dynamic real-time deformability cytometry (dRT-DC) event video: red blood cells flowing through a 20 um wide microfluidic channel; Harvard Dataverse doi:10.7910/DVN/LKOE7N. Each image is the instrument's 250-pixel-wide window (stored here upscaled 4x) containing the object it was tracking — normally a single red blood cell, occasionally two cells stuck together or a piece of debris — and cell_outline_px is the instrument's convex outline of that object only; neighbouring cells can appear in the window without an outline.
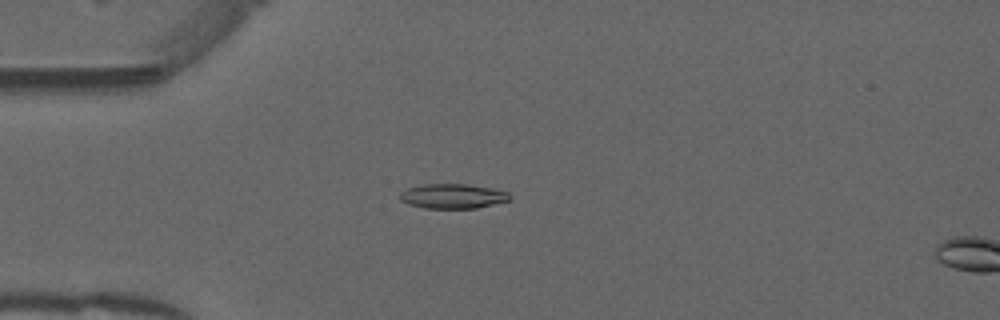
{"species": "common noctule bat (a hibernating species)", "species_latin": "Nyctalus noctula", "temperature_condition": "warm", "stored_images_in_passage": 16, "camera_frame_rate_fps": 3000, "um_per_image_px": 0.085, "animal": {"sex": "male", "forearm_length_mm": 52.5}, "frame": {"image": 1, "passage_image": 14, "time_ms": 4.333, "image_size_px": [1000, 320], "cell_outline_px": [[512, 196], [508, 200], [476, 208], [424, 208], [408, 204], [400, 200], [400, 192], [408, 188], [424, 184], [468, 184], [492, 188], [508, 192]], "centroid_in_image_um": [38.47, 16.67], "position_along_channel_um": 46.5, "area_um2": 15.72}}